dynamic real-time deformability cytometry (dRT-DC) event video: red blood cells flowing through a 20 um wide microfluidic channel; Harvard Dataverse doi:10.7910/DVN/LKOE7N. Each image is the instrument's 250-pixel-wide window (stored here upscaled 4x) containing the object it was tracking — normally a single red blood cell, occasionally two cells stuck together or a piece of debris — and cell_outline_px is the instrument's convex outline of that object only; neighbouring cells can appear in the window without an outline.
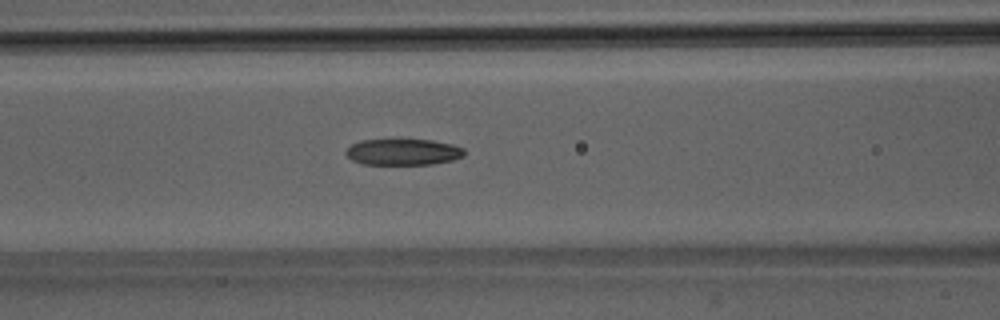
{"species": "Egyptian fruit bat (a non-hibernating species)", "species_latin": "Rousettus aegyptiacus", "temperature_condition": "room temperature", "stored_images_in_passage": 51, "camera_frame_rate_fps": 3000, "um_per_image_px": 0.085, "animal": {"sex": "male"}, "frame": {"image": 1, "passage_image": 22, "time_ms": 7.0, "image_size_px": [1000, 320], "cell_outline_px": [[464, 156], [452, 160], [432, 164], [364, 164], [352, 160], [344, 152], [352, 144], [360, 140], [400, 136], [432, 140], [452, 144], [464, 148]], "centroid_in_image_um": [34.24, 12.86], "position_along_channel_um": 132.4, "area_um2": 19.02}}
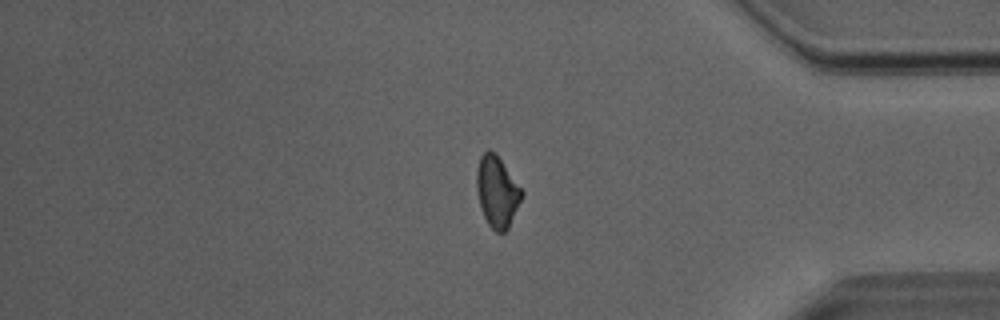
{"frame": {"image": 2, "passage_image": 43, "time_ms": 14.0, "image_size_px": [1000, 320], "cell_outline_px": [[524, 192], [508, 228], [504, 232], [496, 232], [488, 224], [480, 208], [476, 188], [476, 168], [480, 156], [488, 148], [496, 152]], "centroid_in_image_um": [42.22, 16.25], "position_along_channel_um": 393.0, "area_um2": 18.79}}
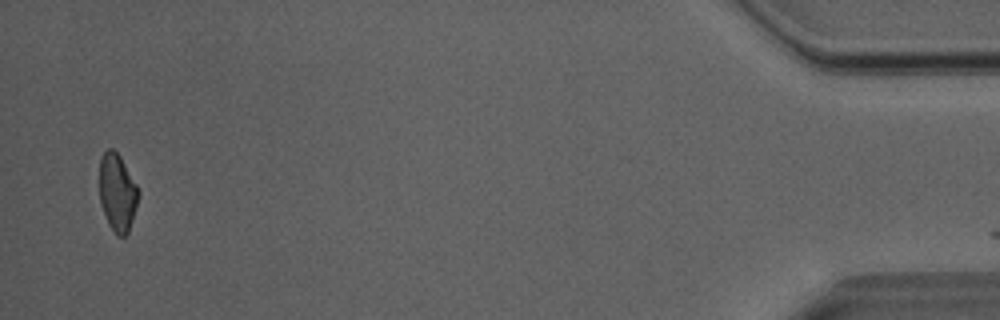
{"frame": {"image": 3, "passage_image": 50, "time_ms": 16.333, "image_size_px": [1000, 320], "cell_outline_px": [[140, 196], [128, 232], [124, 236], [116, 236], [108, 224], [100, 204], [100, 156], [108, 148], [112, 148], [120, 156], [136, 184], [140, 192]], "centroid_in_image_um": [9.98, 16.37], "position_along_channel_um": 425.2, "area_um2": 17.69}}